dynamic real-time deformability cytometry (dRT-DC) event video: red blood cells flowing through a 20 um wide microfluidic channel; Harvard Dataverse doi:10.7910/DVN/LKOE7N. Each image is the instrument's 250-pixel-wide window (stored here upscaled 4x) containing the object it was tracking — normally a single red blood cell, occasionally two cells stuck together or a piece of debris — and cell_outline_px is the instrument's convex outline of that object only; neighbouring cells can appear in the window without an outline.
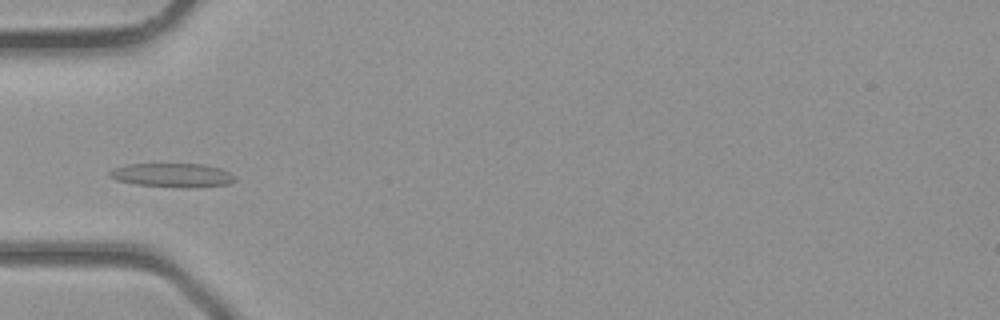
{"species": "common noctule bat (a hibernating species)", "species_latin": "Nyctalus noctula", "temperature_condition": "room temperature", "stored_images_in_passage": 29, "camera_frame_rate_fps": 3000, "um_per_image_px": 0.085, "animal": {"sex": "male", "body_mass_g": 23.1, "forearm_length_mm": 52.7}, "frame": {"image": 1, "passage_image": 11, "time_ms": 3.333, "image_size_px": [1000, 320], "cell_outline_px": [[236, 180], [228, 184], [188, 188], [184, 188], [136, 184], [116, 180], [108, 176], [108, 172], [124, 164], [204, 164], [220, 168], [236, 176]], "centroid_in_image_um": [14.66, 14.89], "position_along_channel_um": 70.3, "area_um2": 17.51}}
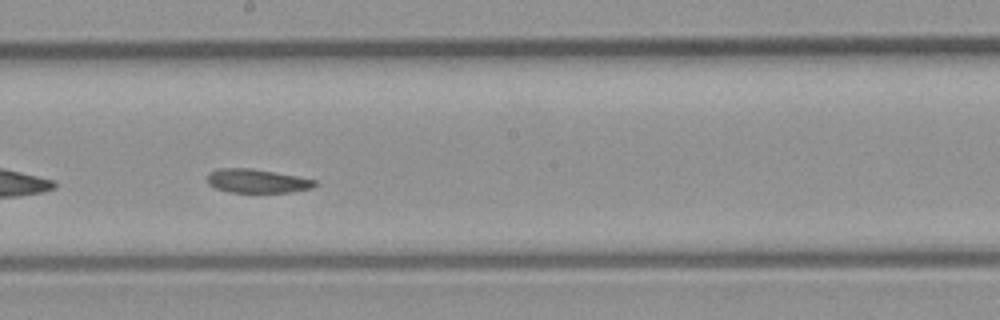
{"frame": {"image": 2, "passage_image": 20, "time_ms": 6.333, "image_size_px": [1000, 320], "cell_outline_px": [[320, 184], [312, 188], [292, 192], [228, 192], [216, 188], [208, 184], [208, 172], [220, 168], [252, 168], [296, 176], [316, 180]], "centroid_in_image_um": [21.87, 15.38], "position_along_channel_um": 226.3, "area_um2": 14.97}}
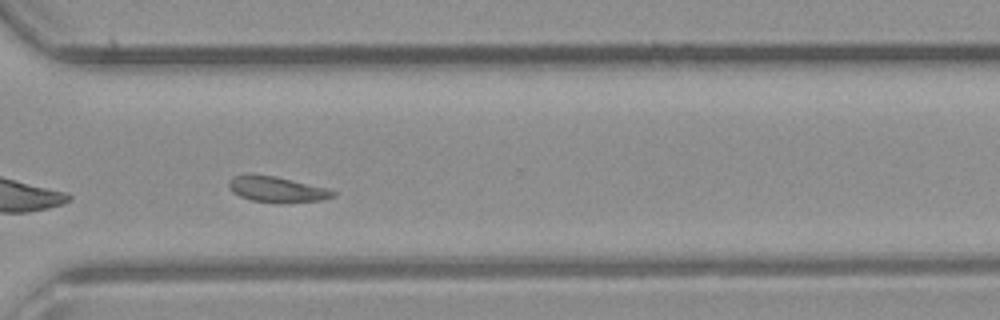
{"frame": {"image": 3, "passage_image": 27, "time_ms": 8.667, "image_size_px": [1000, 320], "cell_outline_px": [[336, 196], [320, 200], [280, 204], [252, 200], [240, 196], [232, 192], [228, 184], [232, 176], [248, 172], [276, 176], [324, 188], [336, 192]], "centroid_in_image_um": [23.46, 16.08], "position_along_channel_um": 347.1, "area_um2": 15.84}}